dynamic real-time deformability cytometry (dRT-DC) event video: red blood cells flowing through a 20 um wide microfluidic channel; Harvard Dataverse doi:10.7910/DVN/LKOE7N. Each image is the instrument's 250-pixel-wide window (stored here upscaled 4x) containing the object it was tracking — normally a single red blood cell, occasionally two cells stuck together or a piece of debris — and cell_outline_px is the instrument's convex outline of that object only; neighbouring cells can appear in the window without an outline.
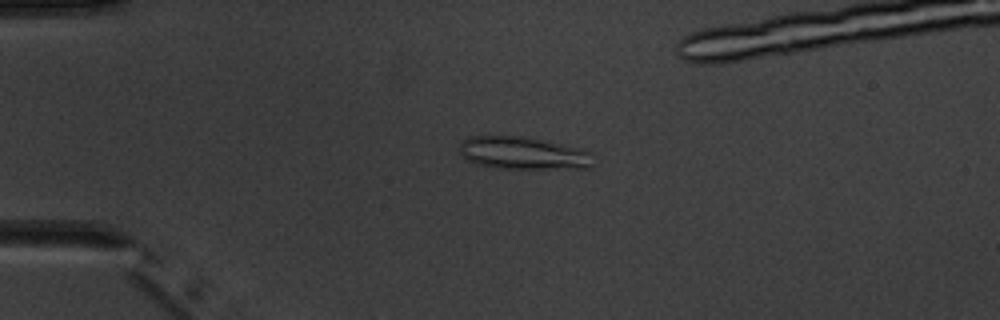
{"species": "common noctule bat (a hibernating species)", "species_latin": "Nyctalus noctula", "temperature_condition": "warm", "stored_images_in_passage": 4, "camera_frame_rate_fps": 3000, "um_per_image_px": 0.085, "animal": {"sex": "male", "body_mass_g": 20.1, "forearm_length_mm": 53.5}, "frame": {"image": 1, "passage_image": 3, "time_ms": 2.333, "image_size_px": [1000, 320], "cell_outline_px": [[596, 152], [592, 164], [588, 168], [496, 168], [476, 164], [468, 160], [460, 152], [460, 144], [468, 136], [520, 136], [584, 148]], "centroid_in_image_um": [44.54, 13.01], "position_along_channel_um": 40.5, "area_um2": 25.55}}